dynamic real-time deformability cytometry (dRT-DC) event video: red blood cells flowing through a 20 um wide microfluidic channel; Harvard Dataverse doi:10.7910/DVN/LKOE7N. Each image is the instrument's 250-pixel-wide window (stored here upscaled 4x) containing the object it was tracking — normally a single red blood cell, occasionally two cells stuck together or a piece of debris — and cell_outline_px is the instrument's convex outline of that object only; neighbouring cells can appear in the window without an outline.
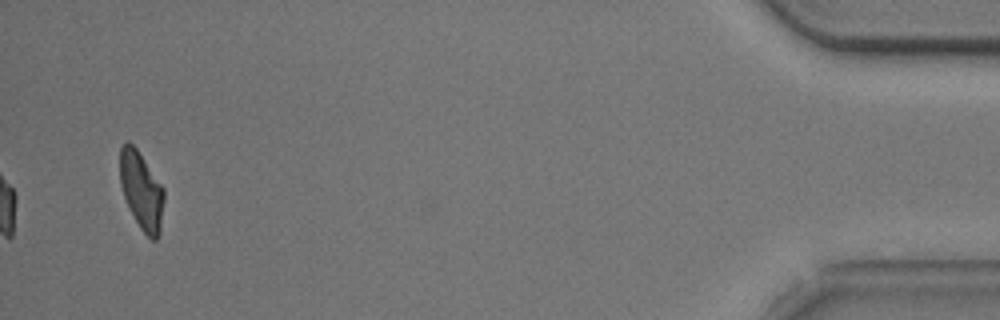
{"species": "common noctule bat (a hibernating species)", "species_latin": "Nyctalus noctula", "temperature_condition": "cold", "stored_images_in_passage": 41, "camera_frame_rate_fps": 3000, "um_per_image_px": 0.085, "animal": {"sex": "male", "body_mass_g": 20.5, "forearm_length_mm": 52.5}, "frame": {"image": 1, "passage_image": 41, "time_ms": 13.333, "image_size_px": [1000, 320], "cell_outline_px": [[164, 200], [160, 232], [156, 240], [152, 240], [140, 228], [124, 196], [120, 184], [120, 148], [128, 140], [136, 148], [164, 188]], "centroid_in_image_um": [12.03, 16.19], "position_along_channel_um": 423.2, "area_um2": 19.65}, "authors_computed_cell_mechanics": {"area_um2": 22.0218, "velocity_mm_per_s": 3.7448, "shape_relaxation_time_tau1_ms": 3.4856, "shape_relaxation_time_tau2_ms": 5.5242, "deformation_change_tau1": 0.1214, "deformation_change_tau2": 0.1399}}